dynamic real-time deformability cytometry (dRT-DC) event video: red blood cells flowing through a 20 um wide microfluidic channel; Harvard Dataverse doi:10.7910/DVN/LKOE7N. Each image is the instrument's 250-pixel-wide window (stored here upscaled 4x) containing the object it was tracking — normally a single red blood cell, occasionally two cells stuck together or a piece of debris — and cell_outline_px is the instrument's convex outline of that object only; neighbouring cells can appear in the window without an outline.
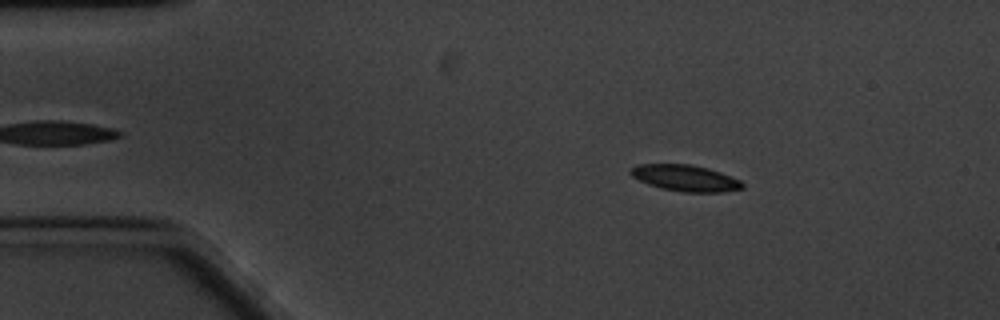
{"species": "common noctule bat (a hibernating species)", "species_latin": "Nyctalus noctula", "temperature_condition": "cold", "stored_images_in_passage": 51, "camera_frame_rate_fps": 3000, "um_per_image_px": 0.085, "animal": {"sex": "male", "body_mass_g": 20.1, "forearm_length_mm": 53.5}, "frame": {"image": 1, "passage_image": 9, "time_ms": 2.667, "image_size_px": [1000, 320], "cell_outline_px": [[744, 188], [724, 192], [684, 192], [660, 188], [648, 184], [632, 176], [628, 172], [636, 164], [692, 164], [708, 168], [720, 172], [740, 180], [744, 184]], "centroid_in_image_um": [58.26, 15.13], "position_along_channel_um": 26.7, "area_um2": 17.17}}
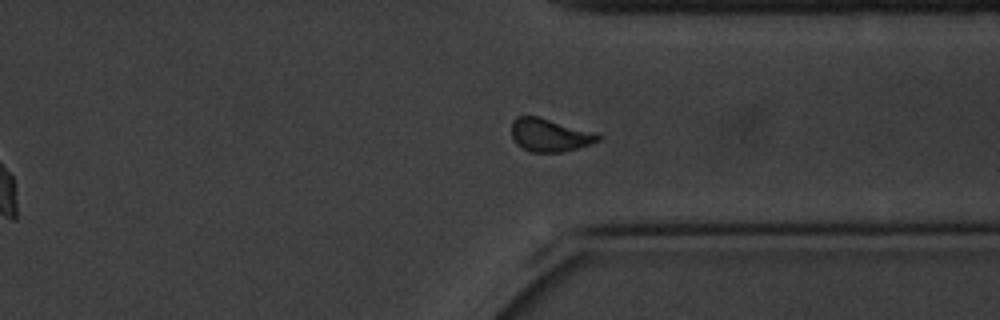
{"frame": {"image": 2, "passage_image": 45, "time_ms": 14.667, "image_size_px": [1000, 320], "cell_outline_px": [[604, 136], [600, 140], [564, 152], [528, 152], [520, 148], [512, 140], [512, 120], [516, 116], [536, 116], [600, 132]], "centroid_in_image_um": [46.75, 11.48], "position_along_channel_um": 364.7, "area_um2": 17.11}}
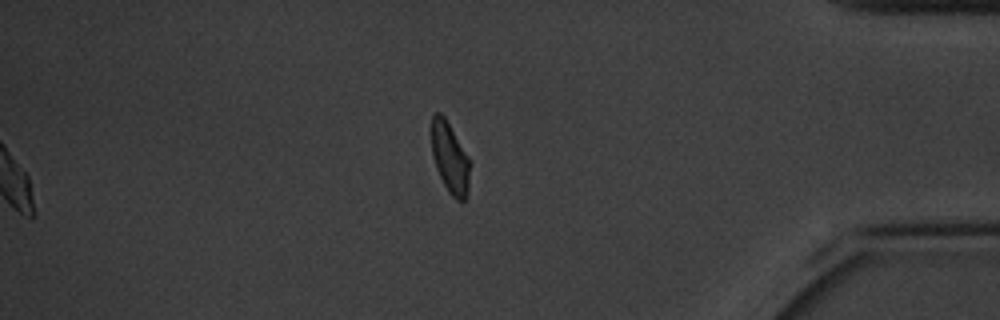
{"frame": {"image": 3, "passage_image": 51, "time_ms": 16.667, "image_size_px": [1000, 320], "cell_outline_px": [[468, 192], [464, 200], [456, 200], [448, 192], [436, 168], [432, 156], [428, 128], [432, 116], [436, 112], [440, 112], [444, 116], [468, 156]], "centroid_in_image_um": [38.16, 13.34], "position_along_channel_um": 397.0, "area_um2": 16.01}, "authors_computed_cell_mechanics": {"area_um2": 16.9932, "velocity_mm_per_s": 3.2926, "shape_relaxation_time_tau1_ms": 2.4153, "shape_relaxation_time_tau2_ms": 2.3639, "deformation_change_tau1": 0.0987, "deformation_change_tau2": 0.0715}}